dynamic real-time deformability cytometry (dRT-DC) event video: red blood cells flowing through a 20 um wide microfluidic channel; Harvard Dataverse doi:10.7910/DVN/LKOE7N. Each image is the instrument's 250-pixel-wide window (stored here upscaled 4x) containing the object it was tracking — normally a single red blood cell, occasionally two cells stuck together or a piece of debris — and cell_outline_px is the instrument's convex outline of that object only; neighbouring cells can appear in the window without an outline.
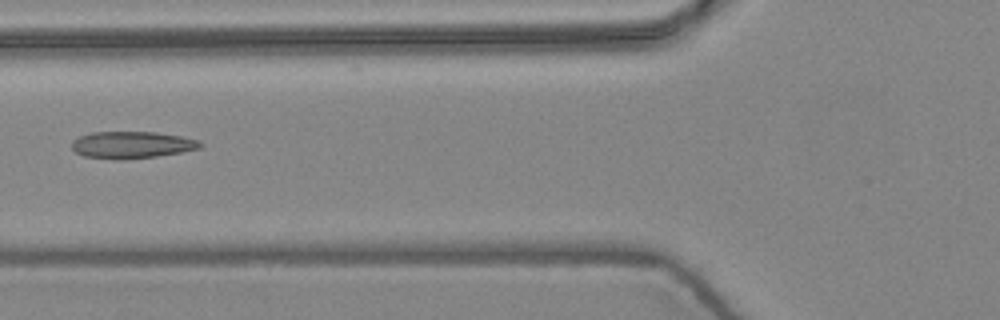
{"species": "common noctule bat (a hibernating species)", "species_latin": "Nyctalus noctula", "temperature_condition": "warm", "stored_images_in_passage": 6, "camera_frame_rate_fps": 3000, "um_per_image_px": 0.085, "animal": {"sex": "female", "body_mass_g": 24.6, "forearm_length_mm": 56.2}, "frame": {"image": 1, "passage_image": 6, "time_ms": 1.667, "image_size_px": [1000, 320], "cell_outline_px": [[204, 144], [200, 148], [180, 152], [156, 156], [116, 160], [84, 156], [76, 152], [72, 148], [72, 140], [80, 136], [92, 132], [156, 132], [180, 136], [200, 140]], "centroid_in_image_um": [11.21, 12.31], "position_along_channel_um": 114.6, "area_um2": 20.11}}